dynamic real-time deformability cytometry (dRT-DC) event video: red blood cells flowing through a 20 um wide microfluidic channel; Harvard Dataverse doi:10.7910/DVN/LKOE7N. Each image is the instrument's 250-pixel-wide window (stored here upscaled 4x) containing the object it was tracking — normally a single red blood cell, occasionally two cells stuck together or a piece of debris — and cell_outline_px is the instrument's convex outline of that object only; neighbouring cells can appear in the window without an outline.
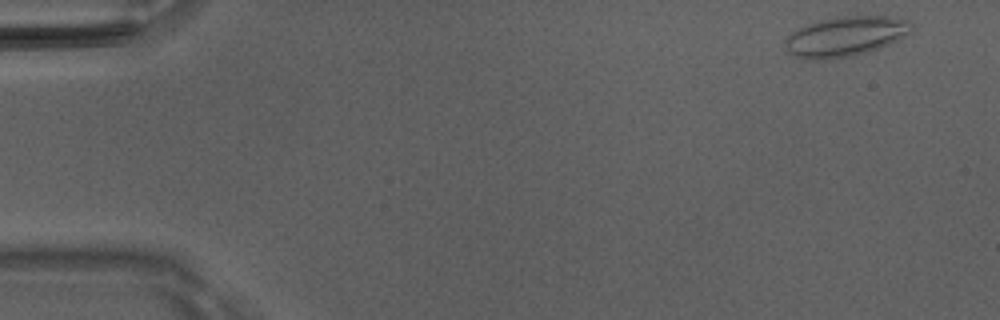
{"species": "Egyptian fruit bat (a non-hibernating species)", "species_latin": "Rousettus aegyptiacus", "temperature_condition": "room temperature", "stored_images_in_passage": 38, "camera_frame_rate_fps": 3000, "um_per_image_px": 0.085, "animal": {"sex": "male"}, "frame": {"image": 1, "passage_image": 2, "time_ms": 0.333, "image_size_px": [1000, 320], "cell_outline_px": [[912, 32], [880, 48], [868, 52], [852, 56], [824, 60], [800, 60], [792, 56], [784, 48], [784, 40], [792, 32], [808, 24], [820, 20], [836, 16], [888, 16], [908, 20], [912, 24]], "centroid_in_image_um": [71.82, 3.12], "position_along_channel_um": 13.2, "area_um2": 29.77}}
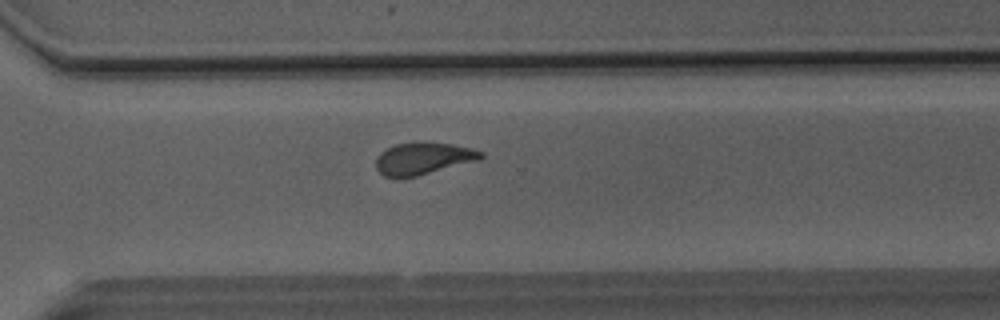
{"frame": {"image": 2, "passage_image": 35, "time_ms": 11.333, "image_size_px": [1000, 320], "cell_outline_px": [[484, 156], [480, 160], [416, 176], [396, 180], [384, 176], [376, 168], [376, 156], [380, 152], [396, 144], [452, 144], [472, 148], [484, 152]], "centroid_in_image_um": [35.96, 13.52], "position_along_channel_um": 334.6, "area_um2": 19.42}}
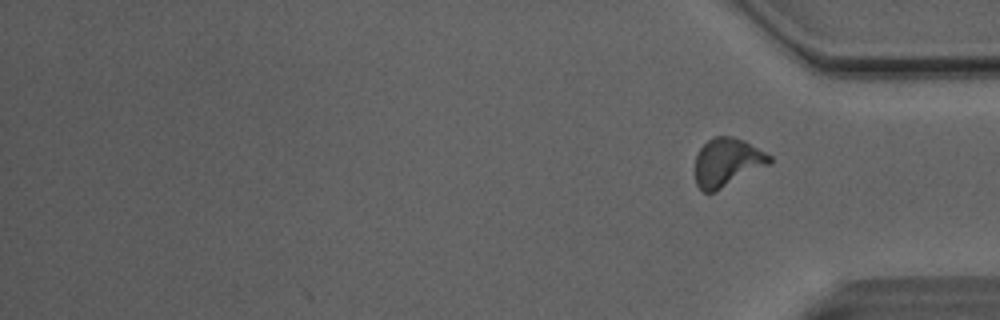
{"frame": {"image": 3, "passage_image": 38, "time_ms": 12.333, "image_size_px": [1000, 320], "cell_outline_px": [[772, 164], [716, 192], [704, 192], [696, 184], [696, 156], [700, 148], [708, 140], [716, 136], [728, 136], [744, 140], [772, 156]], "centroid_in_image_um": [61.85, 13.82], "position_along_channel_um": 373.4, "area_um2": 21.15}, "authors_computed_cell_mechanics": {"area_um2": 20.8369, "velocity_mm_per_s": 4.0896, "shape_relaxation_time_tau1_ms": 7.2188, "shape_relaxation_time_tau2_ms": 1.9027, "deformation_change_tau1": 0.2005, "deformation_change_tau2": 0.0661}}